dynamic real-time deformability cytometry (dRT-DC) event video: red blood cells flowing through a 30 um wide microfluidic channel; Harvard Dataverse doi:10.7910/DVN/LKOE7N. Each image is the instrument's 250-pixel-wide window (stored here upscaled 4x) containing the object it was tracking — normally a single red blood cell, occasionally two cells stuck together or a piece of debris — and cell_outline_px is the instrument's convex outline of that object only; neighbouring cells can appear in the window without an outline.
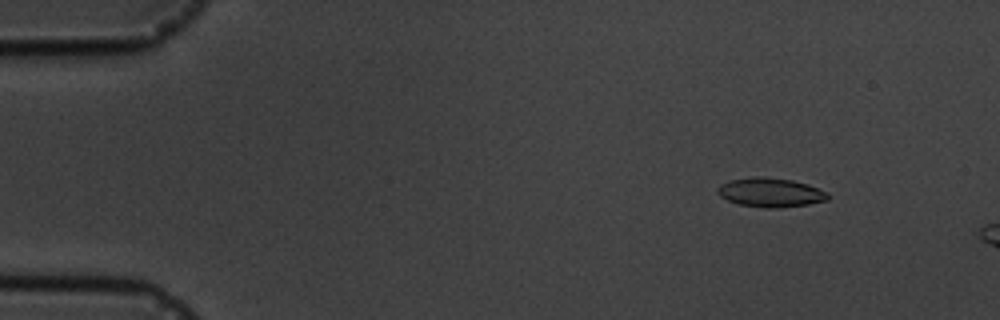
{"species": "common noctule bat (a hibernating species)", "species_latin": "Nyctalus noctula", "temperature_condition": "cold", "stored_images_in_passage": 3, "camera_frame_rate_fps": 3000, "um_per_image_px": 0.085, "animal": {"sex": "male", "body_mass_g": 19.5, "forearm_length_mm": 54.6}, "frame": {"image": 1, "passage_image": 2, "time_ms": 1.333, "image_size_px": [1000, 320], "cell_outline_px": [[828, 200], [808, 204], [780, 208], [764, 208], [740, 204], [728, 200], [720, 196], [716, 192], [716, 188], [720, 184], [728, 180], [756, 176], [764, 176], [792, 180], [808, 184], [828, 192]], "centroid_in_image_um": [65.47, 16.35], "position_along_channel_um": 19.5, "area_um2": 18.9}}